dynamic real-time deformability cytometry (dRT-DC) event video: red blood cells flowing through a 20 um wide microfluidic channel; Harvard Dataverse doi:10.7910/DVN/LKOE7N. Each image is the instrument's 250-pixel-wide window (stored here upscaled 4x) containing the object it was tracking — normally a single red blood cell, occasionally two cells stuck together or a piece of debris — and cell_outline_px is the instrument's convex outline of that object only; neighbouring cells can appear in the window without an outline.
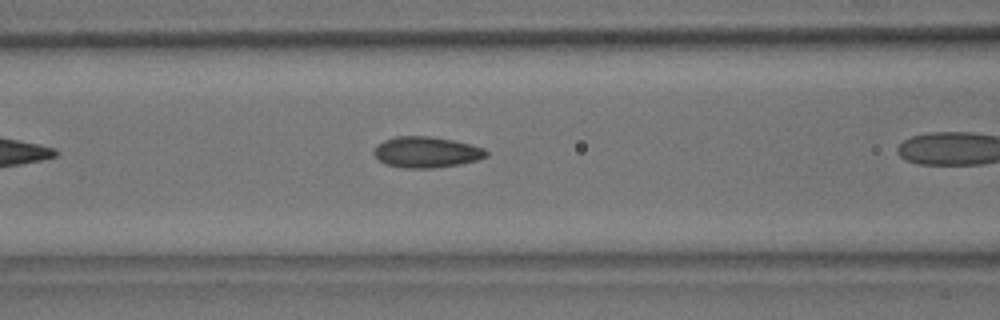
{"species": "common noctule bat (a hibernating species)", "species_latin": "Nyctalus noctula", "temperature_condition": "room temperature", "stored_images_in_passage": 14, "camera_frame_rate_fps": 3000, "um_per_image_px": 0.085, "animal": {"sex": "male", "body_mass_g": 18.8}, "frame": {"image": 1, "passage_image": 10, "time_ms": 3.0, "image_size_px": [1000, 320], "cell_outline_px": [[488, 156], [476, 160], [460, 164], [432, 168], [400, 168], [384, 164], [372, 152], [376, 144], [384, 140], [396, 136], [428, 136], [452, 140], [484, 148], [488, 152]], "centroid_in_image_um": [36.2, 12.94], "position_along_channel_um": 130.4, "area_um2": 20.29}}